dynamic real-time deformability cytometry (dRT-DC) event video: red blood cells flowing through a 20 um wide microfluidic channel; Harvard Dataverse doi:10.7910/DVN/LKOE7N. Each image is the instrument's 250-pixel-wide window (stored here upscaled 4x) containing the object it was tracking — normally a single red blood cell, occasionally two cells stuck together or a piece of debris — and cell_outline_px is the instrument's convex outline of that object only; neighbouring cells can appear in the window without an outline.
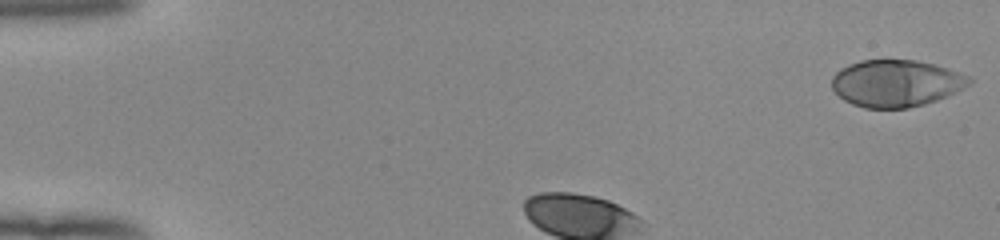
{"species": "human", "species_latin": "Homo sapiens", "temperature_condition": "room temperature", "stored_images_in_passage": 33, "camera_frame_rate_fps": 3000, "um_per_image_px": 0.085, "donor": {"sex": "female"}, "frame": {"image": 1, "passage_image": 1, "time_ms": 0.0, "image_size_px": [1000, 240], "cell_outline_px": [[972, 80], [964, 88], [948, 96], [924, 104], [908, 108], [864, 108], [852, 104], [844, 100], [832, 88], [832, 76], [840, 68], [848, 64], [860, 60], [916, 60], [936, 64], [972, 76]], "centroid_in_image_um": [76.18, 7.07], "position_along_channel_um": 8.8, "area_um2": 37.86}}
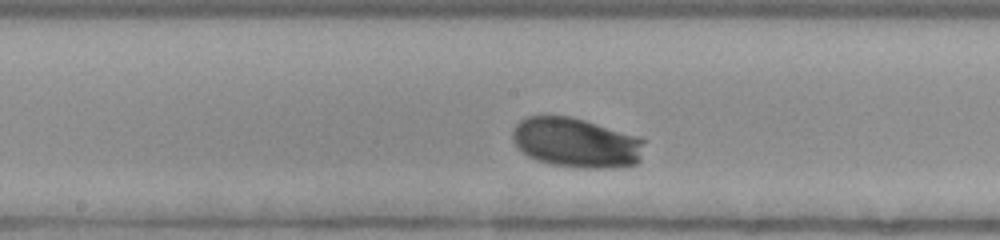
{"frame": {"image": 2, "passage_image": 18, "time_ms": 5.667, "image_size_px": [1000, 240], "cell_outline_px": [[644, 140], [640, 160], [636, 164], [612, 168], [580, 168], [552, 164], [536, 160], [528, 156], [512, 140], [512, 132], [516, 124], [520, 120], [528, 116], [568, 116], [584, 120], [636, 136]], "centroid_in_image_um": [48.96, 12.14], "position_along_channel_um": 199.2, "area_um2": 37.92}}
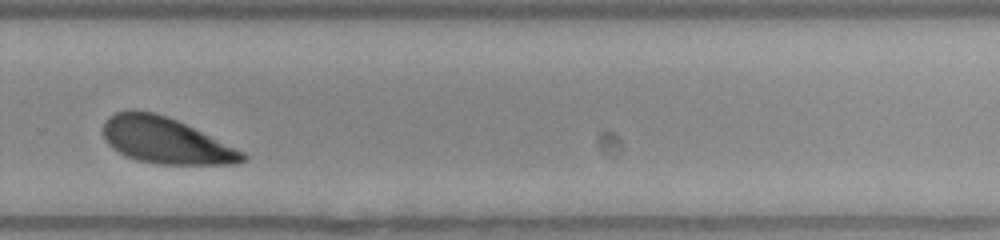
{"frame": {"image": 3, "passage_image": 27, "time_ms": 8.667, "image_size_px": [1000, 240], "cell_outline_px": [[248, 160], [240, 164], [156, 164], [136, 160], [112, 148], [104, 140], [104, 124], [108, 116], [116, 112], [132, 108], [152, 112], [176, 120], [244, 152], [248, 156]], "centroid_in_image_um": [14.06, 11.95], "position_along_channel_um": 315.7, "area_um2": 37.28}, "authors_computed_cell_mechanics": {"area_um2": 37.1654, "velocity_mm_per_s": 3.8916, "shape_relaxation_time_tau1_ms": 1.3928, "shape_relaxation_time_tau2_ms": null, "deformation_change_tau1": 0.0974, "deformation_change_tau2": null}}